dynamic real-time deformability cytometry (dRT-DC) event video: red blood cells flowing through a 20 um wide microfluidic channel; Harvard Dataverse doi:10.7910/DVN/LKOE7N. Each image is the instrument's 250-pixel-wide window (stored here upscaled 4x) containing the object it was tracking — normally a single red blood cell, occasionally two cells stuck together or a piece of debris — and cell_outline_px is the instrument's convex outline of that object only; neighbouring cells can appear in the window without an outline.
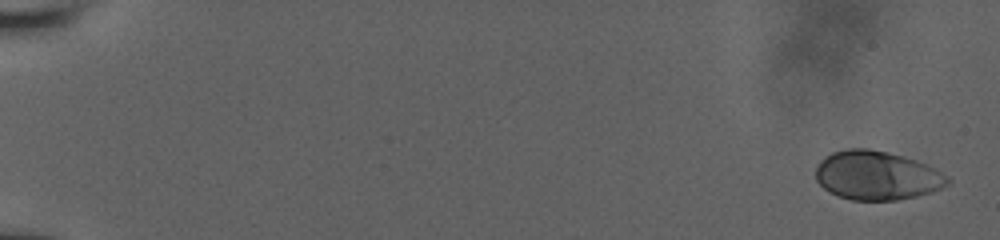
{"species": "human", "species_latin": "Homo sapiens", "temperature_condition": "room temperature", "stored_images_in_passage": 23, "camera_frame_rate_fps": 3000, "um_per_image_px": 0.085, "donor": {"sex": "male"}, "frame": {"image": 1, "passage_image": 1, "time_ms": 0.0, "image_size_px": [1000, 240], "cell_outline_px": [[952, 180], [948, 184], [932, 192], [916, 196], [896, 200], [852, 200], [840, 196], [824, 188], [816, 180], [816, 168], [820, 160], [832, 152], [848, 148], [868, 148], [888, 152], [904, 156], [916, 160], [948, 176]], "centroid_in_image_um": [74.52, 14.91], "position_along_channel_um": 10.5, "area_um2": 37.45}}
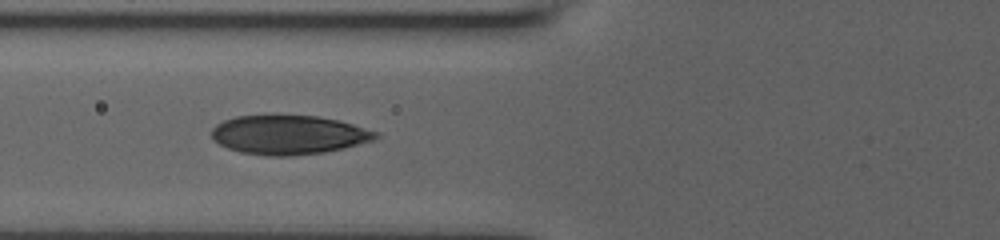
{"frame": {"image": 2, "passage_image": 14, "time_ms": 7.333, "image_size_px": [1000, 240], "cell_outline_px": [[380, 136], [376, 140], [344, 148], [324, 152], [292, 156], [268, 156], [240, 152], [228, 148], [220, 144], [212, 136], [212, 128], [216, 124], [224, 120], [236, 116], [320, 116], [340, 120], [380, 132]], "centroid_in_image_um": [24.61, 11.46], "position_along_channel_um": 101.2, "area_um2": 37.51}}
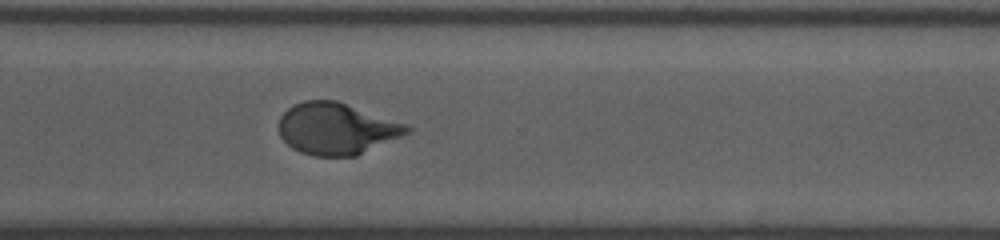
{"frame": {"image": 3, "passage_image": 23, "time_ms": 13.333, "image_size_px": [1000, 240], "cell_outline_px": [[412, 132], [356, 156], [316, 156], [300, 152], [292, 148], [280, 136], [280, 116], [292, 104], [304, 100], [336, 100], [408, 124], [412, 128]], "centroid_in_image_um": [28.64, 10.93], "position_along_channel_um": 342.0, "area_um2": 38.73}}